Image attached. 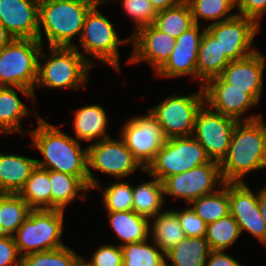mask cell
<instances>
[{
	"mask_svg": "<svg viewBox=\"0 0 266 266\" xmlns=\"http://www.w3.org/2000/svg\"><path fill=\"white\" fill-rule=\"evenodd\" d=\"M258 207L266 224V185L258 189Z\"/></svg>",
	"mask_w": 266,
	"mask_h": 266,
	"instance_id": "cell-46",
	"label": "cell"
},
{
	"mask_svg": "<svg viewBox=\"0 0 266 266\" xmlns=\"http://www.w3.org/2000/svg\"><path fill=\"white\" fill-rule=\"evenodd\" d=\"M119 181V182H118ZM114 183H108L105 187L98 184L93 188L102 191V202L107 212L132 211L133 210V186L129 181L119 179Z\"/></svg>",
	"mask_w": 266,
	"mask_h": 266,
	"instance_id": "cell-37",
	"label": "cell"
},
{
	"mask_svg": "<svg viewBox=\"0 0 266 266\" xmlns=\"http://www.w3.org/2000/svg\"><path fill=\"white\" fill-rule=\"evenodd\" d=\"M219 164L225 183H245L244 176L266 169L264 134L256 120L235 124L227 154Z\"/></svg>",
	"mask_w": 266,
	"mask_h": 266,
	"instance_id": "cell-2",
	"label": "cell"
},
{
	"mask_svg": "<svg viewBox=\"0 0 266 266\" xmlns=\"http://www.w3.org/2000/svg\"><path fill=\"white\" fill-rule=\"evenodd\" d=\"M204 103L212 110L237 122L255 120L260 114L244 115L259 104L244 89L234 88L220 76L208 80L203 86Z\"/></svg>",
	"mask_w": 266,
	"mask_h": 266,
	"instance_id": "cell-15",
	"label": "cell"
},
{
	"mask_svg": "<svg viewBox=\"0 0 266 266\" xmlns=\"http://www.w3.org/2000/svg\"><path fill=\"white\" fill-rule=\"evenodd\" d=\"M263 118L264 117L262 116V114H260L255 120L260 124L262 128L265 140V147H266V123L264 122L265 120Z\"/></svg>",
	"mask_w": 266,
	"mask_h": 266,
	"instance_id": "cell-48",
	"label": "cell"
},
{
	"mask_svg": "<svg viewBox=\"0 0 266 266\" xmlns=\"http://www.w3.org/2000/svg\"><path fill=\"white\" fill-rule=\"evenodd\" d=\"M152 220V222H151ZM149 222V238L166 254L186 235L183 231L176 210L161 211Z\"/></svg>",
	"mask_w": 266,
	"mask_h": 266,
	"instance_id": "cell-24",
	"label": "cell"
},
{
	"mask_svg": "<svg viewBox=\"0 0 266 266\" xmlns=\"http://www.w3.org/2000/svg\"><path fill=\"white\" fill-rule=\"evenodd\" d=\"M237 15L253 19L261 26V18L266 13V0H236Z\"/></svg>",
	"mask_w": 266,
	"mask_h": 266,
	"instance_id": "cell-43",
	"label": "cell"
},
{
	"mask_svg": "<svg viewBox=\"0 0 266 266\" xmlns=\"http://www.w3.org/2000/svg\"><path fill=\"white\" fill-rule=\"evenodd\" d=\"M206 266H243L235 258L228 255L225 250H211Z\"/></svg>",
	"mask_w": 266,
	"mask_h": 266,
	"instance_id": "cell-44",
	"label": "cell"
},
{
	"mask_svg": "<svg viewBox=\"0 0 266 266\" xmlns=\"http://www.w3.org/2000/svg\"><path fill=\"white\" fill-rule=\"evenodd\" d=\"M36 166L34 158L0 152V193L19 194Z\"/></svg>",
	"mask_w": 266,
	"mask_h": 266,
	"instance_id": "cell-23",
	"label": "cell"
},
{
	"mask_svg": "<svg viewBox=\"0 0 266 266\" xmlns=\"http://www.w3.org/2000/svg\"><path fill=\"white\" fill-rule=\"evenodd\" d=\"M111 2H122V8L133 20V31L130 33L131 36L140 27L153 24L154 19L158 12L151 4L150 0H110Z\"/></svg>",
	"mask_w": 266,
	"mask_h": 266,
	"instance_id": "cell-39",
	"label": "cell"
},
{
	"mask_svg": "<svg viewBox=\"0 0 266 266\" xmlns=\"http://www.w3.org/2000/svg\"><path fill=\"white\" fill-rule=\"evenodd\" d=\"M210 161L204 147L193 135L172 137L166 139L144 173L163 181L168 176L191 170Z\"/></svg>",
	"mask_w": 266,
	"mask_h": 266,
	"instance_id": "cell-8",
	"label": "cell"
},
{
	"mask_svg": "<svg viewBox=\"0 0 266 266\" xmlns=\"http://www.w3.org/2000/svg\"><path fill=\"white\" fill-rule=\"evenodd\" d=\"M82 256L68 245L22 257L21 266H80Z\"/></svg>",
	"mask_w": 266,
	"mask_h": 266,
	"instance_id": "cell-38",
	"label": "cell"
},
{
	"mask_svg": "<svg viewBox=\"0 0 266 266\" xmlns=\"http://www.w3.org/2000/svg\"><path fill=\"white\" fill-rule=\"evenodd\" d=\"M183 1L184 0H150L157 12L175 7Z\"/></svg>",
	"mask_w": 266,
	"mask_h": 266,
	"instance_id": "cell-45",
	"label": "cell"
},
{
	"mask_svg": "<svg viewBox=\"0 0 266 266\" xmlns=\"http://www.w3.org/2000/svg\"><path fill=\"white\" fill-rule=\"evenodd\" d=\"M230 62L224 52L221 51L217 40L205 30L201 39L197 61L199 86L202 87L208 80L219 77Z\"/></svg>",
	"mask_w": 266,
	"mask_h": 266,
	"instance_id": "cell-25",
	"label": "cell"
},
{
	"mask_svg": "<svg viewBox=\"0 0 266 266\" xmlns=\"http://www.w3.org/2000/svg\"><path fill=\"white\" fill-rule=\"evenodd\" d=\"M13 39L14 37L7 31L0 21V50L7 46Z\"/></svg>",
	"mask_w": 266,
	"mask_h": 266,
	"instance_id": "cell-47",
	"label": "cell"
},
{
	"mask_svg": "<svg viewBox=\"0 0 266 266\" xmlns=\"http://www.w3.org/2000/svg\"><path fill=\"white\" fill-rule=\"evenodd\" d=\"M34 114L38 125L28 131L33 142L31 146L37 148L44 159H36L37 166L75 176L89 187L87 146L83 148L81 142L62 132L60 126L45 121L37 111Z\"/></svg>",
	"mask_w": 266,
	"mask_h": 266,
	"instance_id": "cell-1",
	"label": "cell"
},
{
	"mask_svg": "<svg viewBox=\"0 0 266 266\" xmlns=\"http://www.w3.org/2000/svg\"><path fill=\"white\" fill-rule=\"evenodd\" d=\"M210 251L205 237H185L165 254V266H206Z\"/></svg>",
	"mask_w": 266,
	"mask_h": 266,
	"instance_id": "cell-28",
	"label": "cell"
},
{
	"mask_svg": "<svg viewBox=\"0 0 266 266\" xmlns=\"http://www.w3.org/2000/svg\"><path fill=\"white\" fill-rule=\"evenodd\" d=\"M96 3V0H39L38 40L43 45L44 34L48 46L74 47L72 39L80 38L86 14Z\"/></svg>",
	"mask_w": 266,
	"mask_h": 266,
	"instance_id": "cell-3",
	"label": "cell"
},
{
	"mask_svg": "<svg viewBox=\"0 0 266 266\" xmlns=\"http://www.w3.org/2000/svg\"><path fill=\"white\" fill-rule=\"evenodd\" d=\"M19 195L32 209H51L50 170L36 166Z\"/></svg>",
	"mask_w": 266,
	"mask_h": 266,
	"instance_id": "cell-31",
	"label": "cell"
},
{
	"mask_svg": "<svg viewBox=\"0 0 266 266\" xmlns=\"http://www.w3.org/2000/svg\"><path fill=\"white\" fill-rule=\"evenodd\" d=\"M87 148L90 190L100 184V180L92 173V170L110 175L116 180L130 177L138 169L142 173L145 171L121 138L110 137L102 139L88 144Z\"/></svg>",
	"mask_w": 266,
	"mask_h": 266,
	"instance_id": "cell-9",
	"label": "cell"
},
{
	"mask_svg": "<svg viewBox=\"0 0 266 266\" xmlns=\"http://www.w3.org/2000/svg\"><path fill=\"white\" fill-rule=\"evenodd\" d=\"M64 211L32 209L23 224L13 234L21 257L66 246L62 242Z\"/></svg>",
	"mask_w": 266,
	"mask_h": 266,
	"instance_id": "cell-6",
	"label": "cell"
},
{
	"mask_svg": "<svg viewBox=\"0 0 266 266\" xmlns=\"http://www.w3.org/2000/svg\"><path fill=\"white\" fill-rule=\"evenodd\" d=\"M126 121L120 128L119 137L139 164L146 169L167 138L149 110L144 115H135Z\"/></svg>",
	"mask_w": 266,
	"mask_h": 266,
	"instance_id": "cell-12",
	"label": "cell"
},
{
	"mask_svg": "<svg viewBox=\"0 0 266 266\" xmlns=\"http://www.w3.org/2000/svg\"><path fill=\"white\" fill-rule=\"evenodd\" d=\"M32 208L19 195L0 193V227L2 235H13L27 219Z\"/></svg>",
	"mask_w": 266,
	"mask_h": 266,
	"instance_id": "cell-30",
	"label": "cell"
},
{
	"mask_svg": "<svg viewBox=\"0 0 266 266\" xmlns=\"http://www.w3.org/2000/svg\"><path fill=\"white\" fill-rule=\"evenodd\" d=\"M162 182L164 196L183 199L186 204L217 191L225 183L219 162L213 160L191 170L168 176Z\"/></svg>",
	"mask_w": 266,
	"mask_h": 266,
	"instance_id": "cell-11",
	"label": "cell"
},
{
	"mask_svg": "<svg viewBox=\"0 0 266 266\" xmlns=\"http://www.w3.org/2000/svg\"><path fill=\"white\" fill-rule=\"evenodd\" d=\"M100 5L102 4L96 3L86 14L78 41L80 44L74 47L93 67L96 63L90 60L91 57L121 73L119 46L130 44V36L119 38L115 24L99 11Z\"/></svg>",
	"mask_w": 266,
	"mask_h": 266,
	"instance_id": "cell-5",
	"label": "cell"
},
{
	"mask_svg": "<svg viewBox=\"0 0 266 266\" xmlns=\"http://www.w3.org/2000/svg\"><path fill=\"white\" fill-rule=\"evenodd\" d=\"M230 214L241 234L245 231L266 246V224L258 207V190L254 193L245 183H228Z\"/></svg>",
	"mask_w": 266,
	"mask_h": 266,
	"instance_id": "cell-17",
	"label": "cell"
},
{
	"mask_svg": "<svg viewBox=\"0 0 266 266\" xmlns=\"http://www.w3.org/2000/svg\"><path fill=\"white\" fill-rule=\"evenodd\" d=\"M204 104V91L199 90L190 95L172 94L163 98L157 106L150 107L149 112L161 125L165 137L192 136L198 110Z\"/></svg>",
	"mask_w": 266,
	"mask_h": 266,
	"instance_id": "cell-10",
	"label": "cell"
},
{
	"mask_svg": "<svg viewBox=\"0 0 266 266\" xmlns=\"http://www.w3.org/2000/svg\"><path fill=\"white\" fill-rule=\"evenodd\" d=\"M265 69L266 57L257 50L243 59L231 61L220 77L234 88L244 89L259 103L263 93Z\"/></svg>",
	"mask_w": 266,
	"mask_h": 266,
	"instance_id": "cell-19",
	"label": "cell"
},
{
	"mask_svg": "<svg viewBox=\"0 0 266 266\" xmlns=\"http://www.w3.org/2000/svg\"><path fill=\"white\" fill-rule=\"evenodd\" d=\"M206 26L194 24L177 39L173 52L166 63L155 73L156 77L180 78L191 76L197 81L198 52ZM202 29V30H200Z\"/></svg>",
	"mask_w": 266,
	"mask_h": 266,
	"instance_id": "cell-18",
	"label": "cell"
},
{
	"mask_svg": "<svg viewBox=\"0 0 266 266\" xmlns=\"http://www.w3.org/2000/svg\"><path fill=\"white\" fill-rule=\"evenodd\" d=\"M189 205L207 225L228 216L230 214L228 183H224L213 193L193 200Z\"/></svg>",
	"mask_w": 266,
	"mask_h": 266,
	"instance_id": "cell-32",
	"label": "cell"
},
{
	"mask_svg": "<svg viewBox=\"0 0 266 266\" xmlns=\"http://www.w3.org/2000/svg\"><path fill=\"white\" fill-rule=\"evenodd\" d=\"M107 215L116 237L121 240L118 244L120 247L149 239V219L133 210L107 212Z\"/></svg>",
	"mask_w": 266,
	"mask_h": 266,
	"instance_id": "cell-26",
	"label": "cell"
},
{
	"mask_svg": "<svg viewBox=\"0 0 266 266\" xmlns=\"http://www.w3.org/2000/svg\"><path fill=\"white\" fill-rule=\"evenodd\" d=\"M22 93L27 99L35 102L33 91L25 87H0V133L7 136L15 132L25 135L22 127V117L32 114V109L27 107L18 96Z\"/></svg>",
	"mask_w": 266,
	"mask_h": 266,
	"instance_id": "cell-21",
	"label": "cell"
},
{
	"mask_svg": "<svg viewBox=\"0 0 266 266\" xmlns=\"http://www.w3.org/2000/svg\"><path fill=\"white\" fill-rule=\"evenodd\" d=\"M21 261L13 235L0 236V266H21Z\"/></svg>",
	"mask_w": 266,
	"mask_h": 266,
	"instance_id": "cell-42",
	"label": "cell"
},
{
	"mask_svg": "<svg viewBox=\"0 0 266 266\" xmlns=\"http://www.w3.org/2000/svg\"><path fill=\"white\" fill-rule=\"evenodd\" d=\"M176 39L157 29L153 24L140 27L130 36L133 51L126 63H148L156 73L169 59Z\"/></svg>",
	"mask_w": 266,
	"mask_h": 266,
	"instance_id": "cell-16",
	"label": "cell"
},
{
	"mask_svg": "<svg viewBox=\"0 0 266 266\" xmlns=\"http://www.w3.org/2000/svg\"><path fill=\"white\" fill-rule=\"evenodd\" d=\"M89 261L82 257L84 266H122L123 252L119 245L103 244L93 251Z\"/></svg>",
	"mask_w": 266,
	"mask_h": 266,
	"instance_id": "cell-40",
	"label": "cell"
},
{
	"mask_svg": "<svg viewBox=\"0 0 266 266\" xmlns=\"http://www.w3.org/2000/svg\"><path fill=\"white\" fill-rule=\"evenodd\" d=\"M50 184L51 209L65 211L66 206L74 203L78 197L85 200L84 192H90V188L81 179L53 170H50Z\"/></svg>",
	"mask_w": 266,
	"mask_h": 266,
	"instance_id": "cell-27",
	"label": "cell"
},
{
	"mask_svg": "<svg viewBox=\"0 0 266 266\" xmlns=\"http://www.w3.org/2000/svg\"><path fill=\"white\" fill-rule=\"evenodd\" d=\"M104 107L99 104L84 105L74 112L73 130L75 139L79 142L95 143L110 138L107 133L108 117Z\"/></svg>",
	"mask_w": 266,
	"mask_h": 266,
	"instance_id": "cell-22",
	"label": "cell"
},
{
	"mask_svg": "<svg viewBox=\"0 0 266 266\" xmlns=\"http://www.w3.org/2000/svg\"><path fill=\"white\" fill-rule=\"evenodd\" d=\"M236 120L210 109L205 103L198 110L193 136L204 147L208 157L221 162L228 151Z\"/></svg>",
	"mask_w": 266,
	"mask_h": 266,
	"instance_id": "cell-14",
	"label": "cell"
},
{
	"mask_svg": "<svg viewBox=\"0 0 266 266\" xmlns=\"http://www.w3.org/2000/svg\"><path fill=\"white\" fill-rule=\"evenodd\" d=\"M0 21L18 39H38L39 0H0Z\"/></svg>",
	"mask_w": 266,
	"mask_h": 266,
	"instance_id": "cell-20",
	"label": "cell"
},
{
	"mask_svg": "<svg viewBox=\"0 0 266 266\" xmlns=\"http://www.w3.org/2000/svg\"><path fill=\"white\" fill-rule=\"evenodd\" d=\"M260 28L253 19L239 15L205 27L230 61L243 59L258 50L253 43Z\"/></svg>",
	"mask_w": 266,
	"mask_h": 266,
	"instance_id": "cell-13",
	"label": "cell"
},
{
	"mask_svg": "<svg viewBox=\"0 0 266 266\" xmlns=\"http://www.w3.org/2000/svg\"><path fill=\"white\" fill-rule=\"evenodd\" d=\"M108 1L110 2V0H96V2L99 3V4L109 3Z\"/></svg>",
	"mask_w": 266,
	"mask_h": 266,
	"instance_id": "cell-49",
	"label": "cell"
},
{
	"mask_svg": "<svg viewBox=\"0 0 266 266\" xmlns=\"http://www.w3.org/2000/svg\"><path fill=\"white\" fill-rule=\"evenodd\" d=\"M241 231L237 221L229 214L207 225L205 239L211 250H227L239 239Z\"/></svg>",
	"mask_w": 266,
	"mask_h": 266,
	"instance_id": "cell-36",
	"label": "cell"
},
{
	"mask_svg": "<svg viewBox=\"0 0 266 266\" xmlns=\"http://www.w3.org/2000/svg\"><path fill=\"white\" fill-rule=\"evenodd\" d=\"M43 45L38 39L14 38L0 50V87H25L33 91Z\"/></svg>",
	"mask_w": 266,
	"mask_h": 266,
	"instance_id": "cell-7",
	"label": "cell"
},
{
	"mask_svg": "<svg viewBox=\"0 0 266 266\" xmlns=\"http://www.w3.org/2000/svg\"><path fill=\"white\" fill-rule=\"evenodd\" d=\"M149 239L121 246L122 266H165V254Z\"/></svg>",
	"mask_w": 266,
	"mask_h": 266,
	"instance_id": "cell-35",
	"label": "cell"
},
{
	"mask_svg": "<svg viewBox=\"0 0 266 266\" xmlns=\"http://www.w3.org/2000/svg\"><path fill=\"white\" fill-rule=\"evenodd\" d=\"M148 177L152 180L133 187V211L150 220L164 209L165 198L163 182L149 174Z\"/></svg>",
	"mask_w": 266,
	"mask_h": 266,
	"instance_id": "cell-29",
	"label": "cell"
},
{
	"mask_svg": "<svg viewBox=\"0 0 266 266\" xmlns=\"http://www.w3.org/2000/svg\"><path fill=\"white\" fill-rule=\"evenodd\" d=\"M153 25L160 31L177 39L194 25L189 4L184 0L175 7L159 11Z\"/></svg>",
	"mask_w": 266,
	"mask_h": 266,
	"instance_id": "cell-34",
	"label": "cell"
},
{
	"mask_svg": "<svg viewBox=\"0 0 266 266\" xmlns=\"http://www.w3.org/2000/svg\"><path fill=\"white\" fill-rule=\"evenodd\" d=\"M191 9L194 24L201 20L211 21L210 24L219 23L234 18L237 13L236 0H185ZM233 13V14H232ZM201 19V20H200Z\"/></svg>",
	"mask_w": 266,
	"mask_h": 266,
	"instance_id": "cell-33",
	"label": "cell"
},
{
	"mask_svg": "<svg viewBox=\"0 0 266 266\" xmlns=\"http://www.w3.org/2000/svg\"><path fill=\"white\" fill-rule=\"evenodd\" d=\"M48 51L49 55L44 53V46L40 51L35 88L81 90L85 87L93 66L75 47L49 46Z\"/></svg>",
	"mask_w": 266,
	"mask_h": 266,
	"instance_id": "cell-4",
	"label": "cell"
},
{
	"mask_svg": "<svg viewBox=\"0 0 266 266\" xmlns=\"http://www.w3.org/2000/svg\"><path fill=\"white\" fill-rule=\"evenodd\" d=\"M190 206V207H189ZM177 212L181 227L186 237H205L207 224L200 218L191 205L184 209H174Z\"/></svg>",
	"mask_w": 266,
	"mask_h": 266,
	"instance_id": "cell-41",
	"label": "cell"
}]
</instances>
